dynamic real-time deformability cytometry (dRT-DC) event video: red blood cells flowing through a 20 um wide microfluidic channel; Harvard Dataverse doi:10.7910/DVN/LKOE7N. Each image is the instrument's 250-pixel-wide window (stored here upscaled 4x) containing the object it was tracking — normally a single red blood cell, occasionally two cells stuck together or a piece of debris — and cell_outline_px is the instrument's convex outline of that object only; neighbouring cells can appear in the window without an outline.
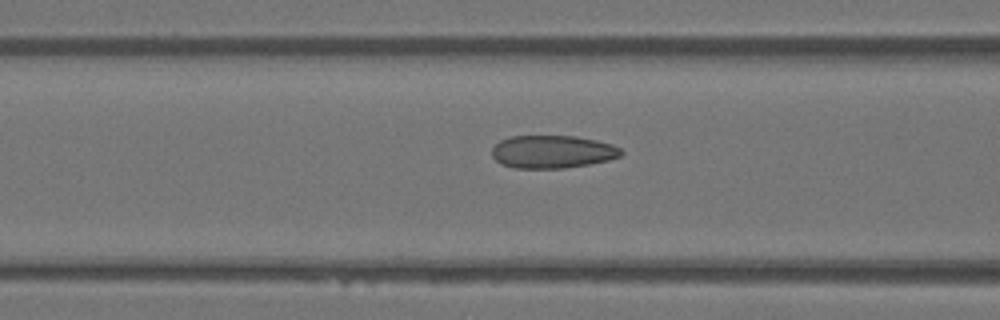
{"species": "Egyptian fruit bat (a non-hibernating species)", "species_latin": "Rousettus aegyptiacus", "temperature_condition": "warm", "stored_images_in_passage": 8, "camera_frame_rate_fps": 3000, "um_per_image_px": 0.085, "animal": {"sex": "female"}, "frame": {"image": 1, "passage_image": 6, "time_ms": 1.667, "image_size_px": [1000, 320], "cell_outline_px": [[624, 152], [620, 156], [608, 160], [588, 164], [564, 168], [516, 168], [500, 164], [492, 156], [492, 148], [500, 140], [512, 136], [576, 136], [596, 140], [612, 144], [620, 148]], "centroid_in_image_um": [46.95, 12.9], "position_along_channel_um": 119.7, "area_um2": 24.74}}